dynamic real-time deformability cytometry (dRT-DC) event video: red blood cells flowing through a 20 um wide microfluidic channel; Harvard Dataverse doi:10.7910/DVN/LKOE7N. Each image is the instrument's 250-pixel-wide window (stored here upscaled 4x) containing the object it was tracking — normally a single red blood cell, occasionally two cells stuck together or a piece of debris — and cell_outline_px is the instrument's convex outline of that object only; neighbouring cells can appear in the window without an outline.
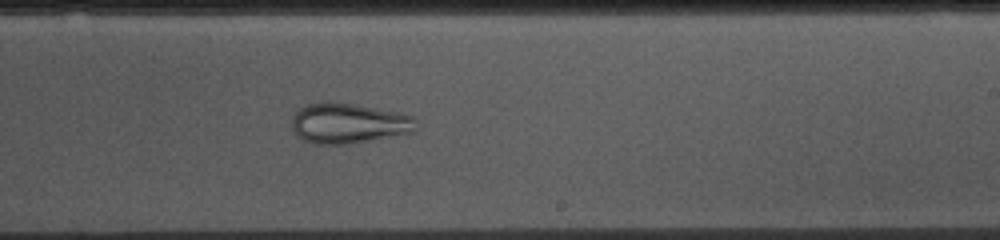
{"species": "common noctule bat (a hibernating species)", "species_latin": "Nyctalus noctula", "temperature_condition": "cold", "stored_images_in_passage": 53, "camera_frame_rate_fps": 3000, "um_per_image_px": 0.085, "animal": {"sex": "female", "body_mass_g": 10.0, "forearm_length_mm": 53.1}, "frame": {"image": 1, "passage_image": 31, "time_ms": 10.0, "image_size_px": [1000, 240], "cell_outline_px": [[416, 132], [348, 144], [316, 144], [304, 140], [296, 136], [292, 128], [292, 116], [296, 108], [308, 104], [352, 104], [400, 112], [416, 116]], "centroid_in_image_um": [29.65, 10.5], "position_along_channel_um": 259.3, "area_um2": 29.07}}
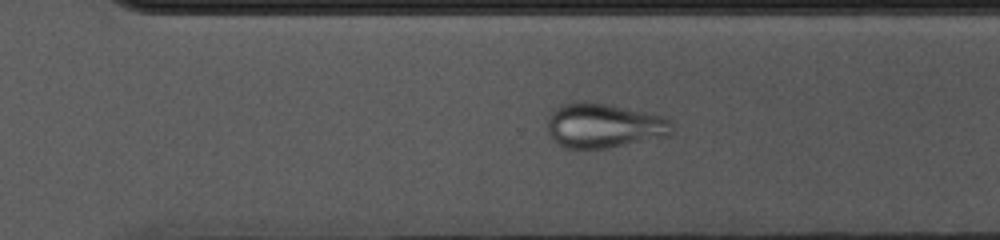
{"frame": {"image": 2, "passage_image": 36, "time_ms": 11.667, "image_size_px": [1000, 240], "cell_outline_px": [[672, 132], [668, 136], [608, 148], [564, 148], [548, 132], [548, 120], [552, 108], [560, 104], [580, 100], [584, 100], [608, 104], [664, 116], [672, 120]], "centroid_in_image_um": [51.33, 10.65], "position_along_channel_um": 319.3, "area_um2": 32.6}}
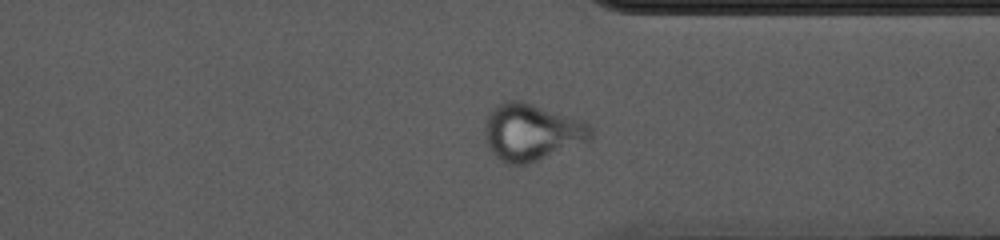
{"frame": {"image": 3, "passage_image": 40, "time_ms": 13.0, "image_size_px": [1000, 240], "cell_outline_px": [[592, 136], [588, 140], [528, 164], [508, 164], [500, 160], [488, 148], [484, 136], [484, 124], [492, 108], [508, 100], [520, 100], [584, 120], [592, 128]], "centroid_in_image_um": [45.15, 11.22], "position_along_channel_um": 366.2, "area_um2": 34.97}}